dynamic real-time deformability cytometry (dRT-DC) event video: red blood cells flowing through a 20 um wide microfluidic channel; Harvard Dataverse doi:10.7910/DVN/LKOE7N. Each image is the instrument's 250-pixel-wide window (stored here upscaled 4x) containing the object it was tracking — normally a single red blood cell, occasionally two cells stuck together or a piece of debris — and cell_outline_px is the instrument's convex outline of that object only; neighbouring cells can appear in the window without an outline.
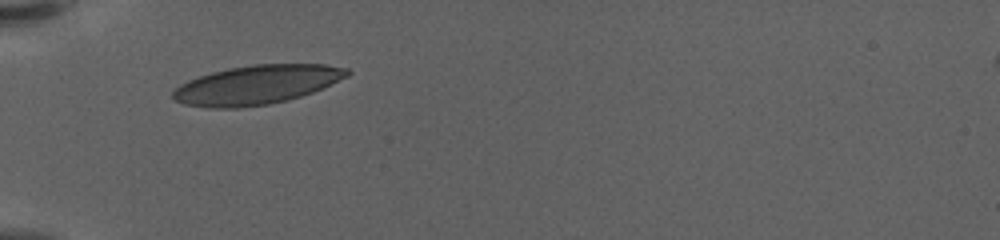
{"species": "human", "species_latin": "Homo sapiens", "temperature_condition": "warm", "stored_images_in_passage": 32, "camera_frame_rate_fps": 3000, "um_per_image_px": 0.085, "donor": {"sex": "female"}, "frame": {"image": 1, "passage_image": 1, "time_ms": 0.0, "image_size_px": [1000, 240], "cell_outline_px": [[352, 72], [348, 76], [312, 92], [288, 100], [268, 104], [236, 108], [208, 108], [184, 104], [176, 100], [172, 96], [172, 92], [180, 84], [188, 80], [212, 72], [228, 68], [256, 64], [324, 64], [348, 68]], "centroid_in_image_um": [21.82, 7.2], "position_along_channel_um": 63.2, "area_um2": 39.48}}
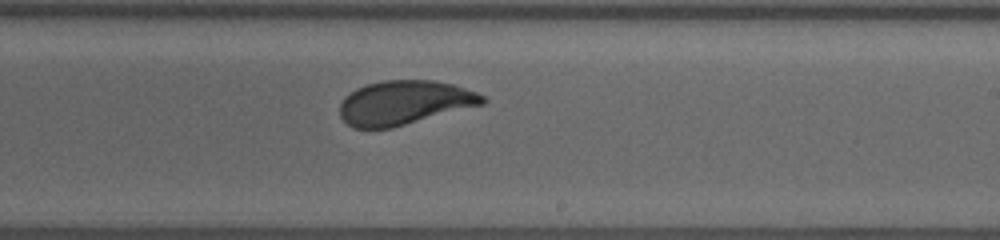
{"frame": {"image": 2, "passage_image": 18, "time_ms": 5.667, "image_size_px": [1000, 240], "cell_outline_px": [[488, 100], [484, 104], [392, 128], [352, 128], [340, 116], [340, 104], [344, 96], [356, 88], [368, 84], [384, 80], [432, 80], [452, 84], [476, 92], [484, 96]], "centroid_in_image_um": [34.36, 8.73], "position_along_channel_um": 254.6, "area_um2": 36.7}}
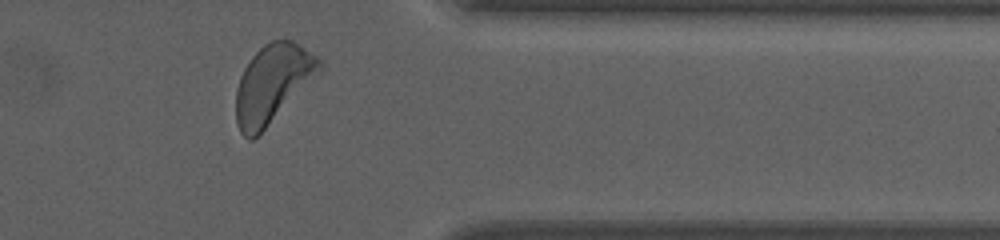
{"frame": {"image": 3, "passage_image": 30, "time_ms": 9.667, "image_size_px": [1000, 240], "cell_outline_px": [[320, 72], [252, 140], [248, 140], [240, 132], [236, 124], [236, 88], [240, 76], [244, 68], [252, 56], [264, 44], [272, 40], [292, 40], [316, 56], [320, 60]], "centroid_in_image_um": [23.12, 7.1], "position_along_channel_um": 388.3, "area_um2": 37.11}, "authors_computed_cell_mechanics": {"area_um2": 37.3677, "velocity_mm_per_s": 3.5384, "shape_relaxation_time_tau1_ms": 2.1961, "shape_relaxation_time_tau2_ms": null, "deformation_change_tau1": 0.127, "deformation_change_tau2": null}}